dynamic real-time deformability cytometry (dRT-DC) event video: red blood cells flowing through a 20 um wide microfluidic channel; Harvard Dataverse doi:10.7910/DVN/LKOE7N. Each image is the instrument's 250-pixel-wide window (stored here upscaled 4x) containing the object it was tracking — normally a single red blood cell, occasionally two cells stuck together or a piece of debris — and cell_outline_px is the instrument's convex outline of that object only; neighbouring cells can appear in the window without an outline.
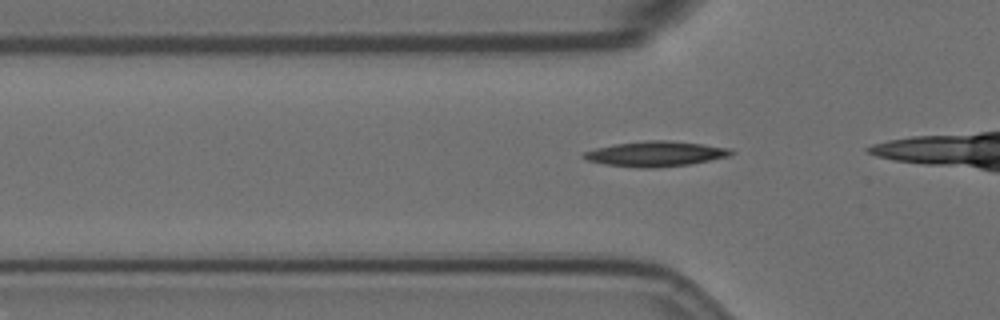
{"species": "Egyptian fruit bat (a non-hibernating species)", "species_latin": "Rousettus aegyptiacus", "temperature_condition": "room temperature", "stored_images_in_passage": 16, "camera_frame_rate_fps": 3000, "um_per_image_px": 0.085, "animal": {"sex": "female"}, "frame": {"image": 1, "passage_image": 10, "time_ms": 3.0, "image_size_px": [1000, 320], "cell_outline_px": [[736, 152], [732, 156], [688, 164], [656, 168], [636, 168], [604, 164], [588, 160], [580, 156], [584, 152], [596, 148], [616, 144], [648, 140], [668, 140], [704, 144], [732, 148]], "centroid_in_image_um": [55.78, 13.08], "position_along_channel_um": 70.0, "area_um2": 21.79}}
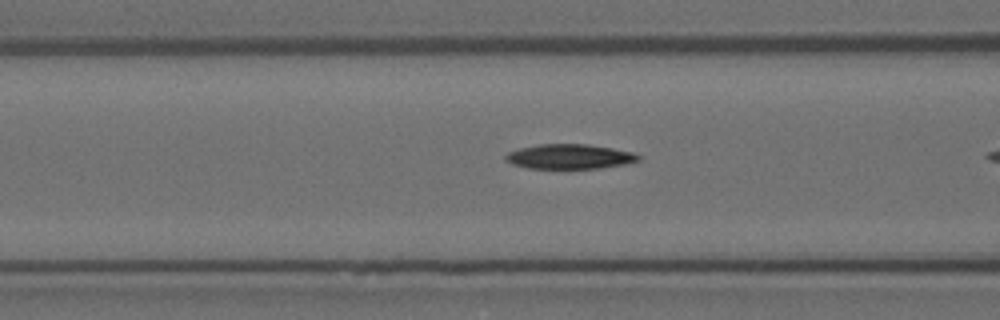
{"frame": {"image": 2, "passage_image": 14, "time_ms": 4.333, "image_size_px": [1000, 320], "cell_outline_px": [[640, 160], [624, 164], [600, 168], [528, 168], [512, 164], [504, 160], [504, 156], [508, 152], [520, 148], [540, 144], [588, 144], [612, 148], [632, 152], [640, 156]], "centroid_in_image_um": [48.39, 13.3], "position_along_channel_um": 118.2, "area_um2": 19.07}}